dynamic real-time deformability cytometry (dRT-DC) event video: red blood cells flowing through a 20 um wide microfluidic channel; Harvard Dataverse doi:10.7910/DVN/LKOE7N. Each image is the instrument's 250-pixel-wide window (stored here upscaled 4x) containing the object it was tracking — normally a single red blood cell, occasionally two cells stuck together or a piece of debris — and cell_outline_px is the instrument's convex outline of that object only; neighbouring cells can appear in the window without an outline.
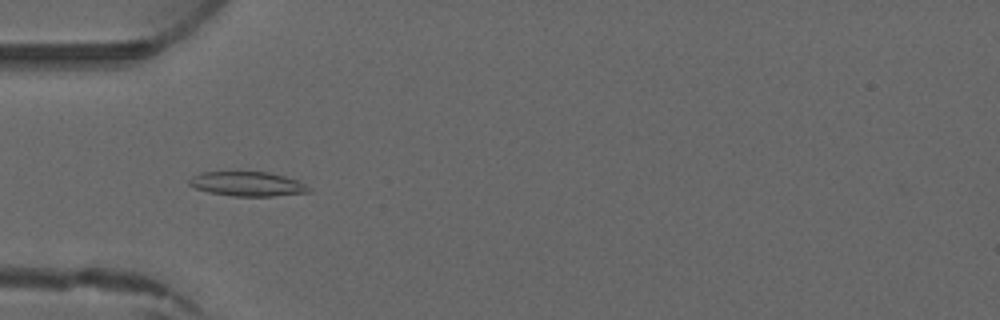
{"species": "common noctule bat (a hibernating species)", "species_latin": "Nyctalus noctula", "temperature_condition": "warm", "stored_images_in_passage": 4, "camera_frame_rate_fps": 3000, "um_per_image_px": 0.085, "animal": {"sex": "male", "forearm_length_mm": 52.5}, "frame": {"image": 1, "passage_image": 3, "time_ms": 3.333, "image_size_px": [1000, 320], "cell_outline_px": [[312, 192], [272, 196], [232, 196], [208, 192], [196, 188], [188, 184], [188, 180], [192, 176], [200, 172], [268, 172], [284, 176], [296, 180], [312, 188]], "centroid_in_image_um": [21.03, 15.64], "position_along_channel_um": 64.0, "area_um2": 17.05}}
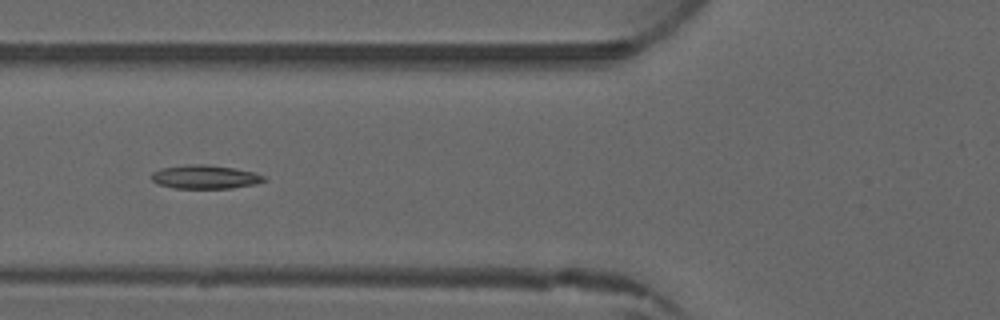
{"frame": {"image": 2, "passage_image": 4, "time_ms": 4.333, "image_size_px": [1000, 320], "cell_outline_px": [[268, 180], [256, 184], [232, 188], [172, 188], [156, 184], [152, 180], [152, 172], [160, 168], [184, 164], [204, 164], [232, 168], [256, 172], [264, 176]], "centroid_in_image_um": [17.42, 15.04], "position_along_channel_um": 108.4, "area_um2": 15.72}}